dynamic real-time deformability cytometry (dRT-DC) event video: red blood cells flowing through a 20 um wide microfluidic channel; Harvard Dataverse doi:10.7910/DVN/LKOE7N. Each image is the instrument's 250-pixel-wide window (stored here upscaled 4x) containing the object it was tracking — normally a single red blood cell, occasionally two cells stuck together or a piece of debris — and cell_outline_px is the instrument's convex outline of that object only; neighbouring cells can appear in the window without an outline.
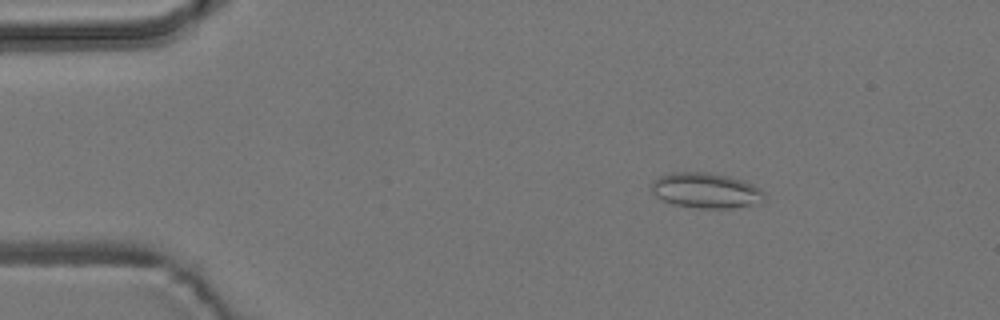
{"species": "common noctule bat (a hibernating species)", "species_latin": "Nyctalus noctula", "temperature_condition": "room temperature", "stored_images_in_passage": 3, "camera_frame_rate_fps": 3000, "um_per_image_px": 0.085, "animal": {"sex": "male", "body_mass_g": 19.2, "forearm_length_mm": 51.8}, "frame": {"image": 1, "passage_image": 1, "time_ms": 0.0, "image_size_px": [1000, 320], "cell_outline_px": [[764, 200], [760, 204], [732, 208], [696, 208], [672, 204], [656, 196], [648, 188], [652, 180], [660, 176], [672, 172], [708, 172], [728, 176], [752, 184], [760, 188], [764, 192]], "centroid_in_image_um": [59.98, 16.2], "position_along_channel_um": 25.0, "area_um2": 23.52}}